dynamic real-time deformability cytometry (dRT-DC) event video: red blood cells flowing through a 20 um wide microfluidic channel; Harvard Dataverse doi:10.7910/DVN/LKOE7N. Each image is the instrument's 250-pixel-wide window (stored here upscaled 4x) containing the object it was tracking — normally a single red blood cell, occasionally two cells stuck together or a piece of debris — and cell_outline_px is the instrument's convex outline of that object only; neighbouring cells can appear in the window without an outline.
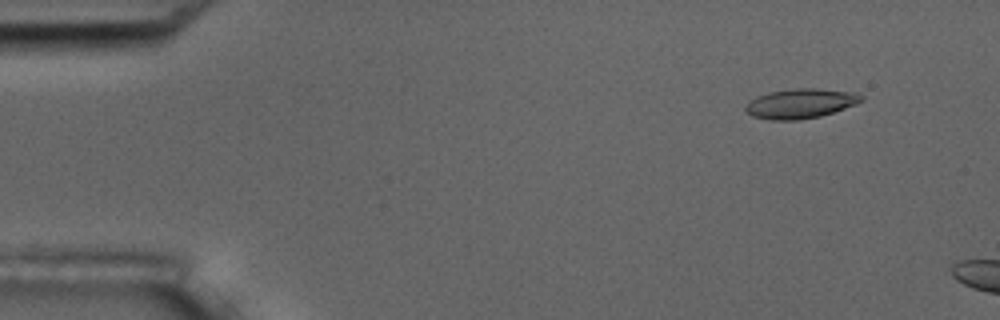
{"species": "common noctule bat (a hibernating species)", "species_latin": "Nyctalus noctula", "temperature_condition": "room temperature", "stored_images_in_passage": 4, "camera_frame_rate_fps": 3000, "um_per_image_px": 0.085, "animal": {"sex": "male", "body_mass_g": 17.5, "forearm_length_mm": 52.3}, "frame": {"image": 1, "passage_image": 2, "time_ms": 1.333, "image_size_px": [1000, 320], "cell_outline_px": [[864, 100], [856, 104], [820, 116], [800, 120], [768, 120], [752, 116], [744, 108], [748, 100], [756, 96], [768, 92], [796, 88], [816, 88], [852, 92], [864, 96]], "centroid_in_image_um": [68.01, 8.8], "position_along_channel_um": 17.0, "area_um2": 20.11}}